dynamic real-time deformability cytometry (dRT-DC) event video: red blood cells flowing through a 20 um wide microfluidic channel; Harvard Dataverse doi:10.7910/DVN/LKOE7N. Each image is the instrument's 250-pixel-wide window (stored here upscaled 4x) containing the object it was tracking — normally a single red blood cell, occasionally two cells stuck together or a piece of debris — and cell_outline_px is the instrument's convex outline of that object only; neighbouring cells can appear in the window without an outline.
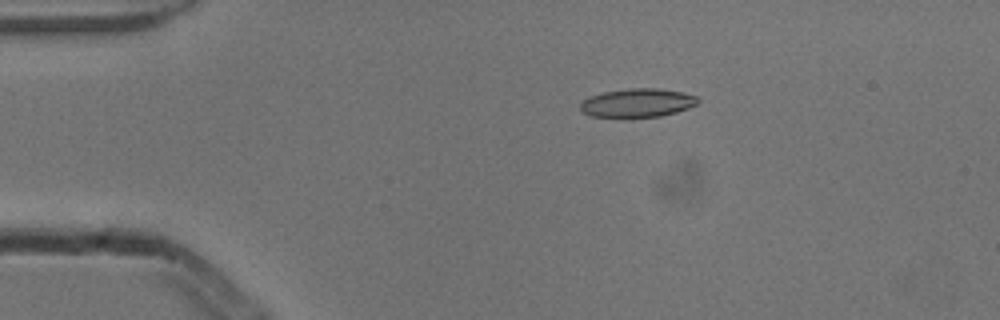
{"species": "common noctule bat (a hibernating species)", "species_latin": "Nyctalus noctula", "temperature_condition": "cold", "stored_images_in_passage": 8, "camera_frame_rate_fps": 3000, "um_per_image_px": 0.085, "animal": {"sex": "male", "body_mass_g": 13.3}, "frame": {"image": 1, "passage_image": 2, "time_ms": 0.333, "image_size_px": [1000, 320], "cell_outline_px": [[700, 100], [696, 104], [688, 108], [676, 112], [660, 116], [592, 116], [580, 112], [580, 104], [584, 100], [592, 96], [604, 92], [628, 88], [656, 88], [684, 92], [696, 96]], "centroid_in_image_um": [54.2, 8.73], "position_along_channel_um": 30.8, "area_um2": 19.31}}
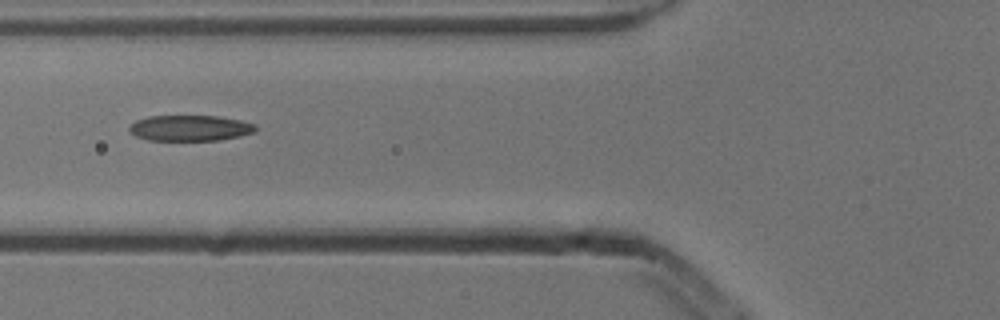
{"frame": {"image": 2, "passage_image": 5, "time_ms": 1.333, "image_size_px": [1000, 320], "cell_outline_px": [[256, 132], [216, 140], [148, 140], [136, 136], [128, 128], [136, 120], [148, 116], [220, 116], [240, 120], [256, 124]], "centroid_in_image_um": [16.16, 10.87], "position_along_channel_um": 109.6, "area_um2": 18.79}}
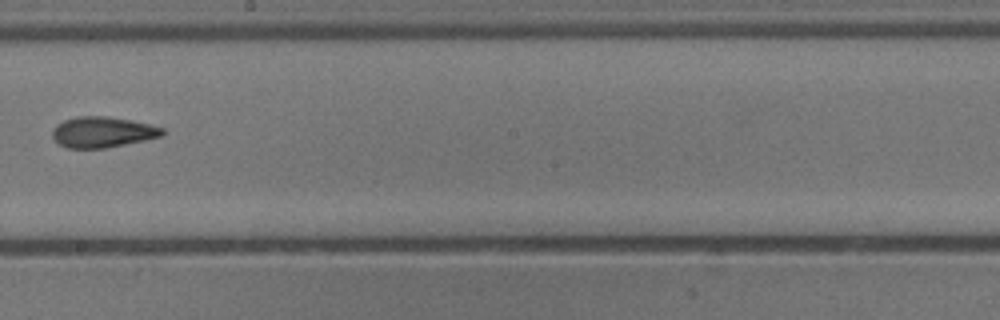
{"frame": {"image": 3, "passage_image": 8, "time_ms": 2.333, "image_size_px": [1000, 320], "cell_outline_px": [[164, 132], [160, 136], [144, 140], [104, 148], [68, 148], [60, 144], [52, 136], [52, 128], [56, 124], [64, 120], [76, 116], [108, 116], [148, 124], [164, 128]], "centroid_in_image_um": [8.67, 11.22], "position_along_channel_um": 239.5, "area_um2": 19.48}}